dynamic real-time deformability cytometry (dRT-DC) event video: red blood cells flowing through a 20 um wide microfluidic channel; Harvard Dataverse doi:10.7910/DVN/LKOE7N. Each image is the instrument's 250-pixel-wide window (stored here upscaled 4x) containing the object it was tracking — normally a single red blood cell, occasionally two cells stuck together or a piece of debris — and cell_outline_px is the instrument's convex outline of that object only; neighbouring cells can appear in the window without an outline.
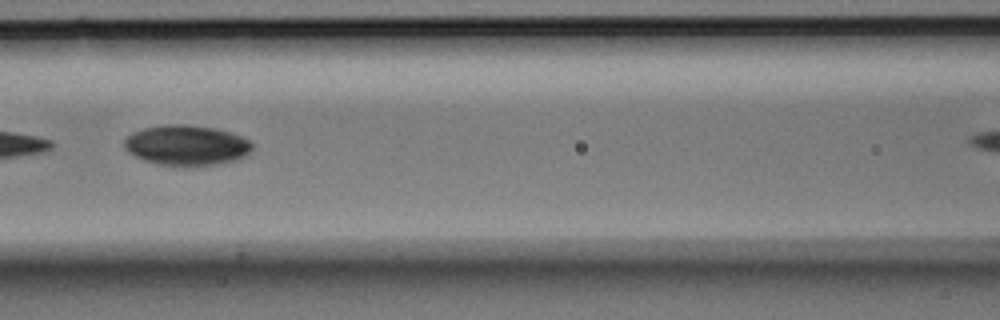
{"species": "Egyptian fruit bat (a non-hibernating species)", "species_latin": "Rousettus aegyptiacus", "temperature_condition": "room temperature", "stored_images_in_passage": 11, "camera_frame_rate_fps": 3000, "um_per_image_px": 0.085, "animal": {"sex": "male"}, "frame": {"image": 1, "passage_image": 5, "time_ms": 1.333, "image_size_px": [1000, 320], "cell_outline_px": [[252, 148], [244, 156], [236, 160], [220, 164], [196, 168], [184, 168], [156, 164], [144, 160], [128, 152], [124, 148], [124, 140], [132, 132], [144, 128], [164, 124], [184, 124], [216, 128], [240, 136], [248, 140], [252, 144]], "centroid_in_image_um": [15.83, 12.38], "position_along_channel_um": 150.8, "area_um2": 30.63}}
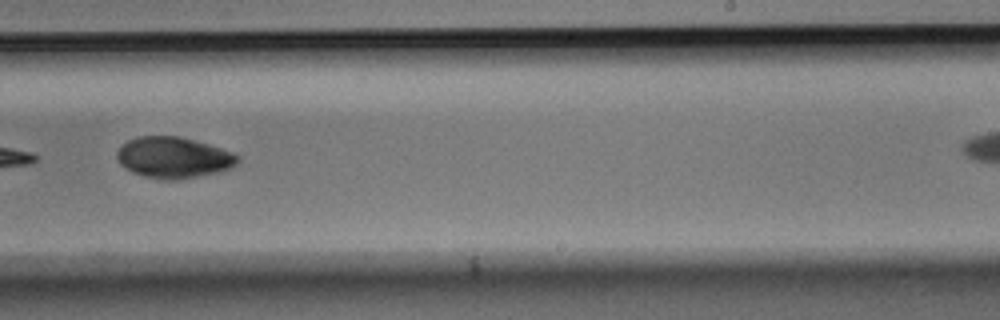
{"frame": {"image": 2, "passage_image": 8, "time_ms": 2.333, "image_size_px": [1000, 320], "cell_outline_px": [[240, 160], [232, 168], [216, 172], [176, 180], [164, 180], [144, 176], [132, 172], [120, 164], [116, 156], [116, 152], [128, 140], [136, 136], [176, 136], [208, 144], [232, 152], [240, 156]], "centroid_in_image_um": [14.74, 13.39], "position_along_channel_um": 274.3, "area_um2": 28.73}}
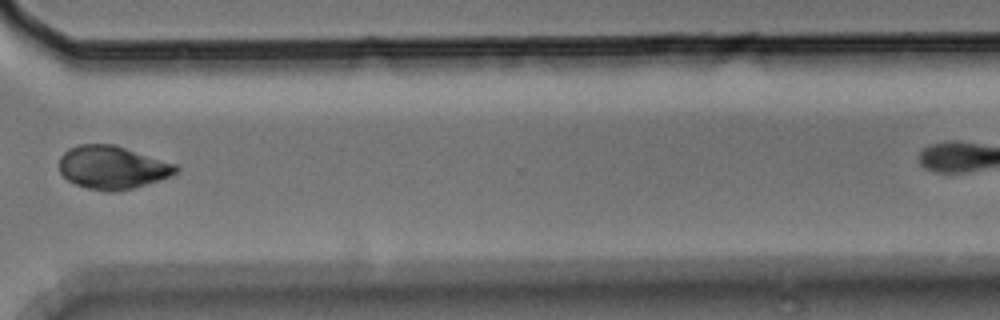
{"frame": {"image": 3, "passage_image": 10, "time_ms": 3.0, "image_size_px": [1000, 320], "cell_outline_px": [[180, 168], [172, 176], [132, 188], [88, 188], [76, 184], [68, 180], [60, 172], [60, 156], [68, 148], [80, 144], [112, 144], [176, 164]], "centroid_in_image_um": [9.54, 14.18], "position_along_channel_um": 361.1, "area_um2": 28.38}}